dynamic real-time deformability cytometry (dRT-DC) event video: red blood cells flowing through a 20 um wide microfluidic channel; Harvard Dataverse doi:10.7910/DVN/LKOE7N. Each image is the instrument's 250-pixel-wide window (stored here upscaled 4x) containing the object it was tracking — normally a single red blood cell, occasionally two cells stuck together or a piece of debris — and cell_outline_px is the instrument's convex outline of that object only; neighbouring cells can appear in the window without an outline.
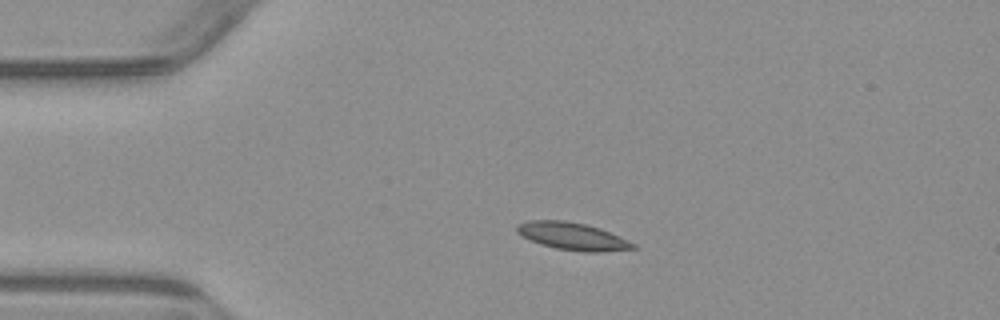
{"species": "common noctule bat (a hibernating species)", "species_latin": "Nyctalus noctula", "temperature_condition": "warm", "stored_images_in_passage": 2, "camera_frame_rate_fps": 3000, "um_per_image_px": 0.085, "animal": {"sex": "male", "body_mass_g": 23.1, "forearm_length_mm": 52.7}, "frame": {"image": 1, "passage_image": 1, "time_ms": 0.0, "image_size_px": [1000, 320], "cell_outline_px": [[640, 248], [604, 252], [580, 252], [556, 248], [532, 240], [516, 232], [516, 224], [528, 220], [564, 220], [584, 224], [600, 228], [620, 236], [636, 244]], "centroid_in_image_um": [48.72, 20.08], "position_along_channel_um": 36.3, "area_um2": 18.61}}
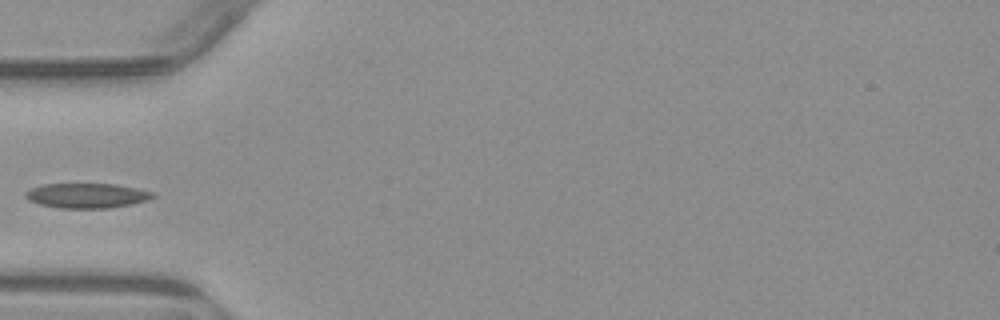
{"frame": {"image": 2, "passage_image": 2, "time_ms": 2.0, "image_size_px": [1000, 320], "cell_outline_px": [[156, 196], [148, 200], [132, 204], [108, 208], [60, 208], [40, 204], [28, 200], [24, 196], [24, 192], [32, 188], [44, 184], [116, 184], [136, 188], [152, 192]], "centroid_in_image_um": [7.37, 16.63], "position_along_channel_um": 77.6, "area_um2": 18.38}}